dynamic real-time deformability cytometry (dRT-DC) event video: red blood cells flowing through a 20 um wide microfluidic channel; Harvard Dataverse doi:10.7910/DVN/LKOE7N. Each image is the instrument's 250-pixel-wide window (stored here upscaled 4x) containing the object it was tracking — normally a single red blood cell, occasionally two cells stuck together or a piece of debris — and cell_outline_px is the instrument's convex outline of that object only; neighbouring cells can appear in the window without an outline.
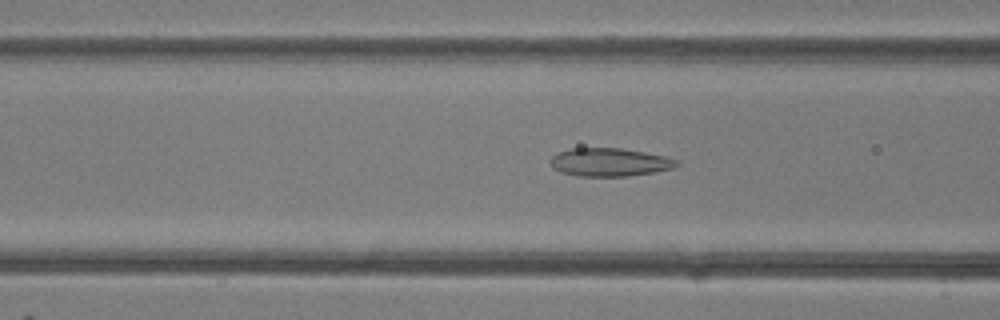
{"species": "common noctule bat (a hibernating species)", "species_latin": "Nyctalus noctula", "temperature_condition": "room temperature", "stored_images_in_passage": 48, "camera_frame_rate_fps": 3000, "um_per_image_px": 0.085, "animal": {"sex": "female"}, "frame": {"image": 1, "passage_image": 19, "time_ms": 6.0, "image_size_px": [1000, 320], "cell_outline_px": [[680, 164], [672, 168], [656, 172], [628, 176], [580, 176], [560, 172], [552, 168], [548, 160], [556, 152], [572, 148], [620, 148], [644, 152], [664, 156], [680, 160]], "centroid_in_image_um": [51.79, 13.78], "position_along_channel_um": 114.8, "area_um2": 20.98}}
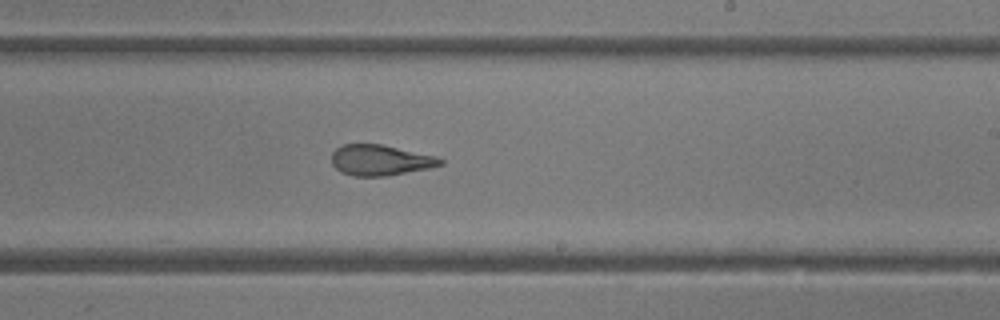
{"frame": {"image": 2, "passage_image": 29, "time_ms": 9.333, "image_size_px": [1000, 320], "cell_outline_px": [[444, 164], [428, 168], [388, 176], [352, 176], [340, 172], [332, 164], [332, 152], [336, 148], [344, 144], [380, 144], [436, 156], [444, 160]], "centroid_in_image_um": [32.31, 13.62], "position_along_channel_um": 256.7, "area_um2": 19.42}}
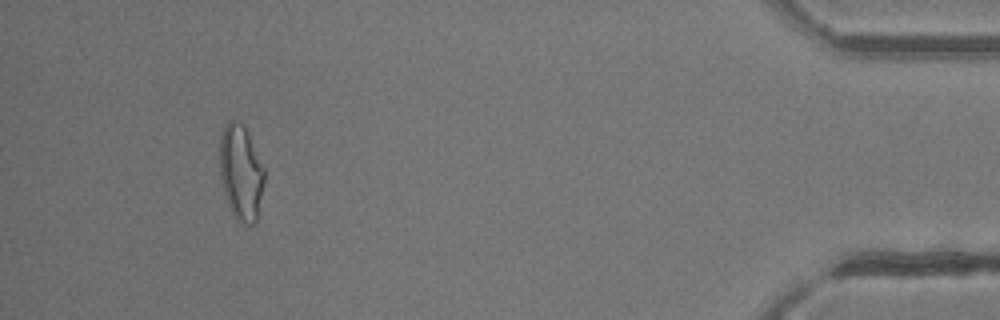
{"frame": {"image": 3, "passage_image": 45, "time_ms": 14.667, "image_size_px": [1000, 320], "cell_outline_px": [[264, 184], [256, 224], [244, 224], [236, 220], [228, 204], [224, 192], [220, 172], [220, 136], [224, 124], [228, 120], [240, 120], [244, 124], [248, 132], [264, 168]], "centroid_in_image_um": [20.48, 14.63], "position_along_channel_um": 414.7, "area_um2": 25.03}, "authors_computed_cell_mechanics": {"area_um2": 22.4842, "velocity_mm_per_s": 4.2533, "shape_relaxation_time_tau1_ms": 6.9634, "shape_relaxation_time_tau2_ms": 1.5928, "deformation_change_tau1": 0.1838, "deformation_change_tau2": 0.0879}}